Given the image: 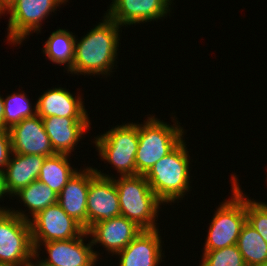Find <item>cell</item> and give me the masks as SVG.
<instances>
[{
  "label": "cell",
  "instance_id": "obj_14",
  "mask_svg": "<svg viewBox=\"0 0 267 266\" xmlns=\"http://www.w3.org/2000/svg\"><path fill=\"white\" fill-rule=\"evenodd\" d=\"M142 230L135 222L124 216H118L93 224L87 232L93 238L92 245L101 243L106 251L117 255Z\"/></svg>",
  "mask_w": 267,
  "mask_h": 266
},
{
  "label": "cell",
  "instance_id": "obj_22",
  "mask_svg": "<svg viewBox=\"0 0 267 266\" xmlns=\"http://www.w3.org/2000/svg\"><path fill=\"white\" fill-rule=\"evenodd\" d=\"M43 49L50 61L56 64H67L66 67L69 70L74 59L75 36L65 29H58L52 32Z\"/></svg>",
  "mask_w": 267,
  "mask_h": 266
},
{
  "label": "cell",
  "instance_id": "obj_11",
  "mask_svg": "<svg viewBox=\"0 0 267 266\" xmlns=\"http://www.w3.org/2000/svg\"><path fill=\"white\" fill-rule=\"evenodd\" d=\"M9 130L12 153L41 155L49 157L55 155L44 123L37 114L25 118Z\"/></svg>",
  "mask_w": 267,
  "mask_h": 266
},
{
  "label": "cell",
  "instance_id": "obj_2",
  "mask_svg": "<svg viewBox=\"0 0 267 266\" xmlns=\"http://www.w3.org/2000/svg\"><path fill=\"white\" fill-rule=\"evenodd\" d=\"M184 140L145 174L151 189L163 203L174 202L190 190L189 157Z\"/></svg>",
  "mask_w": 267,
  "mask_h": 266
},
{
  "label": "cell",
  "instance_id": "obj_6",
  "mask_svg": "<svg viewBox=\"0 0 267 266\" xmlns=\"http://www.w3.org/2000/svg\"><path fill=\"white\" fill-rule=\"evenodd\" d=\"M236 175H233V198L217 208L211 221L204 251L218 250L236 245L243 225L246 223V196H243Z\"/></svg>",
  "mask_w": 267,
  "mask_h": 266
},
{
  "label": "cell",
  "instance_id": "obj_7",
  "mask_svg": "<svg viewBox=\"0 0 267 266\" xmlns=\"http://www.w3.org/2000/svg\"><path fill=\"white\" fill-rule=\"evenodd\" d=\"M102 160L114 165L121 176L136 175L135 156L138 150V124L118 125L95 138Z\"/></svg>",
  "mask_w": 267,
  "mask_h": 266
},
{
  "label": "cell",
  "instance_id": "obj_17",
  "mask_svg": "<svg viewBox=\"0 0 267 266\" xmlns=\"http://www.w3.org/2000/svg\"><path fill=\"white\" fill-rule=\"evenodd\" d=\"M42 120L51 146L57 154L69 155L82 135L90 128L89 118L50 116Z\"/></svg>",
  "mask_w": 267,
  "mask_h": 266
},
{
  "label": "cell",
  "instance_id": "obj_10",
  "mask_svg": "<svg viewBox=\"0 0 267 266\" xmlns=\"http://www.w3.org/2000/svg\"><path fill=\"white\" fill-rule=\"evenodd\" d=\"M87 197V230L97 222L121 216L118 191L113 177L95 169Z\"/></svg>",
  "mask_w": 267,
  "mask_h": 266
},
{
  "label": "cell",
  "instance_id": "obj_18",
  "mask_svg": "<svg viewBox=\"0 0 267 266\" xmlns=\"http://www.w3.org/2000/svg\"><path fill=\"white\" fill-rule=\"evenodd\" d=\"M159 230H142L124 249L118 252L119 266H158L162 261Z\"/></svg>",
  "mask_w": 267,
  "mask_h": 266
},
{
  "label": "cell",
  "instance_id": "obj_33",
  "mask_svg": "<svg viewBox=\"0 0 267 266\" xmlns=\"http://www.w3.org/2000/svg\"><path fill=\"white\" fill-rule=\"evenodd\" d=\"M258 266H267V262L265 264H261V265H258Z\"/></svg>",
  "mask_w": 267,
  "mask_h": 266
},
{
  "label": "cell",
  "instance_id": "obj_4",
  "mask_svg": "<svg viewBox=\"0 0 267 266\" xmlns=\"http://www.w3.org/2000/svg\"><path fill=\"white\" fill-rule=\"evenodd\" d=\"M30 220L23 211L0 207V266H31L35 249Z\"/></svg>",
  "mask_w": 267,
  "mask_h": 266
},
{
  "label": "cell",
  "instance_id": "obj_8",
  "mask_svg": "<svg viewBox=\"0 0 267 266\" xmlns=\"http://www.w3.org/2000/svg\"><path fill=\"white\" fill-rule=\"evenodd\" d=\"M30 225L35 249L34 260L39 259L38 249L43 243L69 240L79 237L85 231L58 203L40 211L30 220Z\"/></svg>",
  "mask_w": 267,
  "mask_h": 266
},
{
  "label": "cell",
  "instance_id": "obj_28",
  "mask_svg": "<svg viewBox=\"0 0 267 266\" xmlns=\"http://www.w3.org/2000/svg\"><path fill=\"white\" fill-rule=\"evenodd\" d=\"M4 129V102L0 96V131Z\"/></svg>",
  "mask_w": 267,
  "mask_h": 266
},
{
  "label": "cell",
  "instance_id": "obj_13",
  "mask_svg": "<svg viewBox=\"0 0 267 266\" xmlns=\"http://www.w3.org/2000/svg\"><path fill=\"white\" fill-rule=\"evenodd\" d=\"M171 0H113L106 15L119 26L165 18Z\"/></svg>",
  "mask_w": 267,
  "mask_h": 266
},
{
  "label": "cell",
  "instance_id": "obj_32",
  "mask_svg": "<svg viewBox=\"0 0 267 266\" xmlns=\"http://www.w3.org/2000/svg\"><path fill=\"white\" fill-rule=\"evenodd\" d=\"M2 198V194H1V173H0V199Z\"/></svg>",
  "mask_w": 267,
  "mask_h": 266
},
{
  "label": "cell",
  "instance_id": "obj_9",
  "mask_svg": "<svg viewBox=\"0 0 267 266\" xmlns=\"http://www.w3.org/2000/svg\"><path fill=\"white\" fill-rule=\"evenodd\" d=\"M67 0H16L7 10L10 14L7 40L21 42L31 33L40 32L42 20Z\"/></svg>",
  "mask_w": 267,
  "mask_h": 266
},
{
  "label": "cell",
  "instance_id": "obj_25",
  "mask_svg": "<svg viewBox=\"0 0 267 266\" xmlns=\"http://www.w3.org/2000/svg\"><path fill=\"white\" fill-rule=\"evenodd\" d=\"M200 266H246L237 245L204 251Z\"/></svg>",
  "mask_w": 267,
  "mask_h": 266
},
{
  "label": "cell",
  "instance_id": "obj_29",
  "mask_svg": "<svg viewBox=\"0 0 267 266\" xmlns=\"http://www.w3.org/2000/svg\"><path fill=\"white\" fill-rule=\"evenodd\" d=\"M16 0H0V5L7 11Z\"/></svg>",
  "mask_w": 267,
  "mask_h": 266
},
{
  "label": "cell",
  "instance_id": "obj_1",
  "mask_svg": "<svg viewBox=\"0 0 267 266\" xmlns=\"http://www.w3.org/2000/svg\"><path fill=\"white\" fill-rule=\"evenodd\" d=\"M120 26L107 15L103 22L91 29L80 41L75 38L72 74L100 75L112 72L119 47Z\"/></svg>",
  "mask_w": 267,
  "mask_h": 266
},
{
  "label": "cell",
  "instance_id": "obj_26",
  "mask_svg": "<svg viewBox=\"0 0 267 266\" xmlns=\"http://www.w3.org/2000/svg\"><path fill=\"white\" fill-rule=\"evenodd\" d=\"M246 222L253 227L267 243V203L246 198Z\"/></svg>",
  "mask_w": 267,
  "mask_h": 266
},
{
  "label": "cell",
  "instance_id": "obj_30",
  "mask_svg": "<svg viewBox=\"0 0 267 266\" xmlns=\"http://www.w3.org/2000/svg\"><path fill=\"white\" fill-rule=\"evenodd\" d=\"M5 12H6V10L0 5V15L5 13Z\"/></svg>",
  "mask_w": 267,
  "mask_h": 266
},
{
  "label": "cell",
  "instance_id": "obj_15",
  "mask_svg": "<svg viewBox=\"0 0 267 266\" xmlns=\"http://www.w3.org/2000/svg\"><path fill=\"white\" fill-rule=\"evenodd\" d=\"M4 170L1 172V194L13 196L20 189L37 180L45 157L41 155L11 153Z\"/></svg>",
  "mask_w": 267,
  "mask_h": 266
},
{
  "label": "cell",
  "instance_id": "obj_24",
  "mask_svg": "<svg viewBox=\"0 0 267 266\" xmlns=\"http://www.w3.org/2000/svg\"><path fill=\"white\" fill-rule=\"evenodd\" d=\"M30 100L23 93H14L3 98L4 102V129H10L25 118L33 117L37 114L36 104L32 110Z\"/></svg>",
  "mask_w": 267,
  "mask_h": 266
},
{
  "label": "cell",
  "instance_id": "obj_23",
  "mask_svg": "<svg viewBox=\"0 0 267 266\" xmlns=\"http://www.w3.org/2000/svg\"><path fill=\"white\" fill-rule=\"evenodd\" d=\"M13 196L20 197L19 199L25 207L29 208L33 217L47 207L58 203V194L38 179L20 189Z\"/></svg>",
  "mask_w": 267,
  "mask_h": 266
},
{
  "label": "cell",
  "instance_id": "obj_20",
  "mask_svg": "<svg viewBox=\"0 0 267 266\" xmlns=\"http://www.w3.org/2000/svg\"><path fill=\"white\" fill-rule=\"evenodd\" d=\"M68 154H55L45 157L38 180L59 194L68 181L77 172L68 161Z\"/></svg>",
  "mask_w": 267,
  "mask_h": 266
},
{
  "label": "cell",
  "instance_id": "obj_16",
  "mask_svg": "<svg viewBox=\"0 0 267 266\" xmlns=\"http://www.w3.org/2000/svg\"><path fill=\"white\" fill-rule=\"evenodd\" d=\"M95 169L88 167L76 172L58 194V204L87 231V197Z\"/></svg>",
  "mask_w": 267,
  "mask_h": 266
},
{
  "label": "cell",
  "instance_id": "obj_5",
  "mask_svg": "<svg viewBox=\"0 0 267 266\" xmlns=\"http://www.w3.org/2000/svg\"><path fill=\"white\" fill-rule=\"evenodd\" d=\"M144 124H138L139 145L135 156L136 175H145L153 165L170 153L182 140L184 130L147 117Z\"/></svg>",
  "mask_w": 267,
  "mask_h": 266
},
{
  "label": "cell",
  "instance_id": "obj_27",
  "mask_svg": "<svg viewBox=\"0 0 267 266\" xmlns=\"http://www.w3.org/2000/svg\"><path fill=\"white\" fill-rule=\"evenodd\" d=\"M11 153L12 149L10 133L8 129H3L0 131V173L4 170L9 162Z\"/></svg>",
  "mask_w": 267,
  "mask_h": 266
},
{
  "label": "cell",
  "instance_id": "obj_31",
  "mask_svg": "<svg viewBox=\"0 0 267 266\" xmlns=\"http://www.w3.org/2000/svg\"><path fill=\"white\" fill-rule=\"evenodd\" d=\"M31 266H48V265H45V264H31Z\"/></svg>",
  "mask_w": 267,
  "mask_h": 266
},
{
  "label": "cell",
  "instance_id": "obj_21",
  "mask_svg": "<svg viewBox=\"0 0 267 266\" xmlns=\"http://www.w3.org/2000/svg\"><path fill=\"white\" fill-rule=\"evenodd\" d=\"M236 245L246 266H258L267 262V243L247 222L241 229Z\"/></svg>",
  "mask_w": 267,
  "mask_h": 266
},
{
  "label": "cell",
  "instance_id": "obj_3",
  "mask_svg": "<svg viewBox=\"0 0 267 266\" xmlns=\"http://www.w3.org/2000/svg\"><path fill=\"white\" fill-rule=\"evenodd\" d=\"M114 182L118 191L121 216L143 230L157 229L155 223L161 201L151 189L145 175L121 176Z\"/></svg>",
  "mask_w": 267,
  "mask_h": 266
},
{
  "label": "cell",
  "instance_id": "obj_19",
  "mask_svg": "<svg viewBox=\"0 0 267 266\" xmlns=\"http://www.w3.org/2000/svg\"><path fill=\"white\" fill-rule=\"evenodd\" d=\"M82 97H74L66 89H50L41 95L36 103L37 115L41 118L50 116L68 118H88Z\"/></svg>",
  "mask_w": 267,
  "mask_h": 266
},
{
  "label": "cell",
  "instance_id": "obj_12",
  "mask_svg": "<svg viewBox=\"0 0 267 266\" xmlns=\"http://www.w3.org/2000/svg\"><path fill=\"white\" fill-rule=\"evenodd\" d=\"M84 231L79 237L62 241L45 242L48 258L31 264H45L48 266H95L99 258L92 248V242L85 245L82 237L87 236Z\"/></svg>",
  "mask_w": 267,
  "mask_h": 266
}]
</instances>
